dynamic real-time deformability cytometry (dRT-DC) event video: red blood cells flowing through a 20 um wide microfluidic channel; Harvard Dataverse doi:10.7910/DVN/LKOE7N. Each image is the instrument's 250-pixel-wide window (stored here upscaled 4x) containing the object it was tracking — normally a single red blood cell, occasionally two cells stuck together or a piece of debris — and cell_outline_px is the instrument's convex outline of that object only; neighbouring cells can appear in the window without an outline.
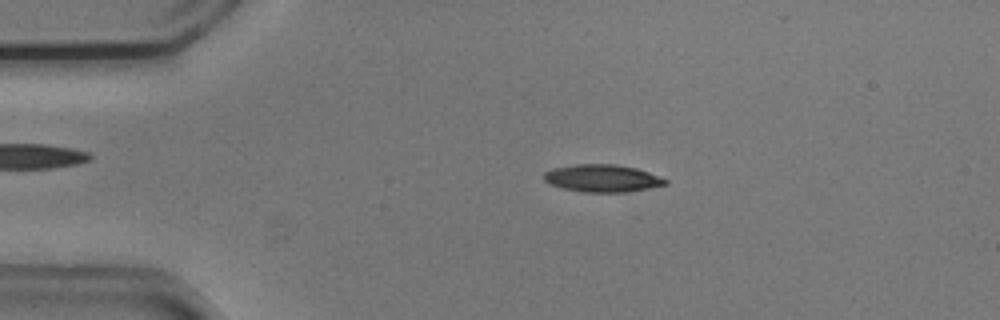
{"species": "common noctule bat (a hibernating species)", "species_latin": "Nyctalus noctula", "temperature_condition": "cold", "stored_images_in_passage": 51, "camera_frame_rate_fps": 3000, "um_per_image_px": 0.085, "animal": {"sex": "male", "body_mass_g": 20.5, "forearm_length_mm": 52.5}, "frame": {"image": 1, "passage_image": 8, "time_ms": 2.333, "image_size_px": [1000, 320], "cell_outline_px": [[668, 184], [648, 188], [624, 192], [584, 192], [564, 188], [548, 184], [544, 180], [544, 172], [552, 168], [576, 164], [616, 164], [636, 168], [648, 172], [668, 180]], "centroid_in_image_um": [51.17, 15.14], "position_along_channel_um": 33.8, "area_um2": 19.36}}
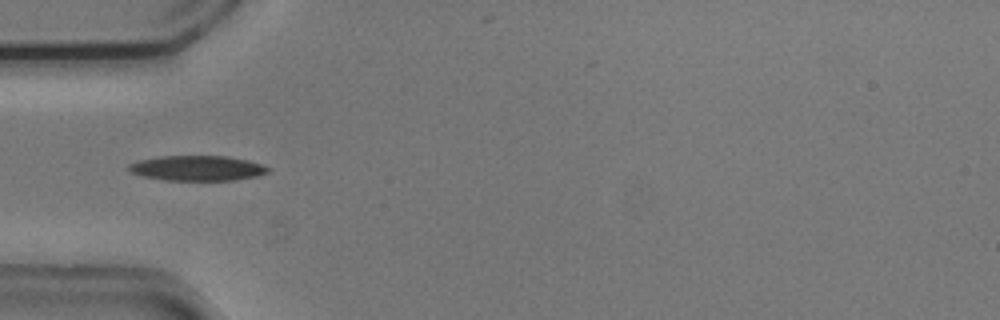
{"frame": {"image": 2, "passage_image": 14, "time_ms": 4.333, "image_size_px": [1000, 320], "cell_outline_px": [[268, 172], [256, 176], [236, 180], [164, 180], [144, 176], [132, 172], [128, 168], [128, 164], [140, 160], [160, 156], [228, 156], [248, 160], [260, 164], [268, 168]], "centroid_in_image_um": [16.77, 14.29], "position_along_channel_um": 68.2, "area_um2": 20.17}}
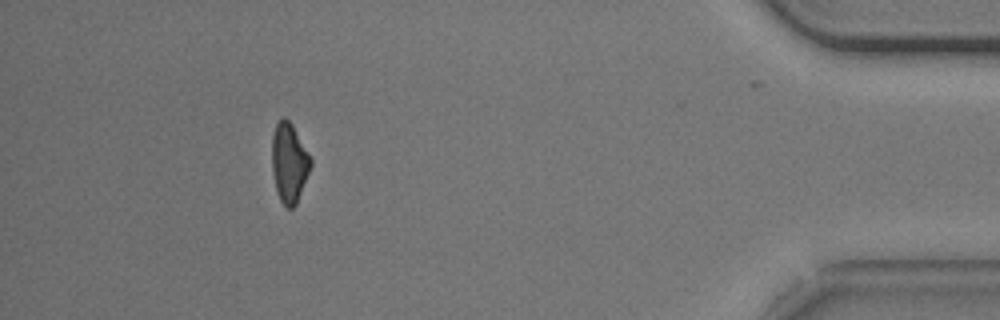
{"frame": {"image": 3, "passage_image": 46, "time_ms": 15.0, "image_size_px": [1000, 320], "cell_outline_px": [[312, 164], [296, 204], [292, 208], [288, 208], [280, 200], [276, 192], [272, 172], [272, 136], [276, 124], [284, 116], [292, 124], [312, 160]], "centroid_in_image_um": [24.56, 13.84], "position_along_channel_um": 410.6, "area_um2": 17.8}, "authors_computed_cell_mechanics": {"area_um2": 19.3052, "velocity_mm_per_s": 3.7426, "shape_relaxation_time_tau1_ms": 2.2444, "shape_relaxation_time_tau2_ms": null, "deformation_change_tau1": 0.1172, "deformation_change_tau2": null}}